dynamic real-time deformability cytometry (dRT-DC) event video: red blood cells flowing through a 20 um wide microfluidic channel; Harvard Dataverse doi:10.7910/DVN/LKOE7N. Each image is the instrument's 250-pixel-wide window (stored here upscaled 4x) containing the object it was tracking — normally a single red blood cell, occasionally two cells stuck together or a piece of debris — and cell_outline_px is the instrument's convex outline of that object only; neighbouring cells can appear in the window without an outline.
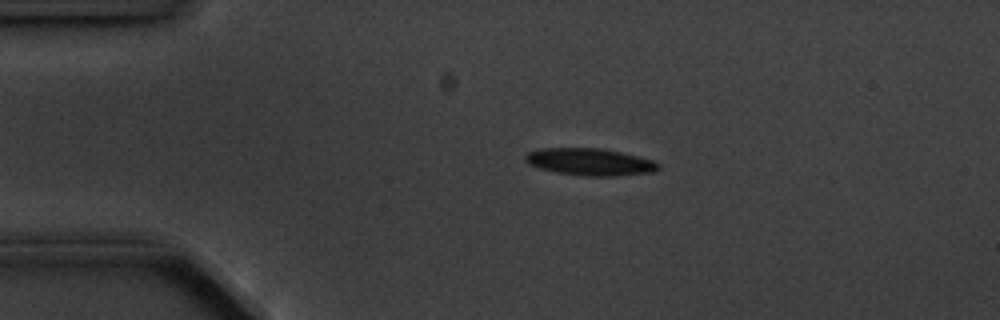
{"species": "common noctule bat (a hibernating species)", "species_latin": "Nyctalus noctula", "temperature_condition": "cold", "stored_images_in_passage": 3, "camera_frame_rate_fps": 3000, "um_per_image_px": 0.085, "animal": {"sex": "male", "body_mass_g": 20.1, "forearm_length_mm": 53.5}, "frame": {"image": 1, "passage_image": 2, "time_ms": 1.333, "image_size_px": [1000, 320], "cell_outline_px": [[660, 168], [652, 172], [620, 176], [588, 176], [556, 172], [540, 168], [528, 164], [524, 160], [524, 156], [528, 152], [540, 148], [600, 148], [620, 152], [652, 160], [660, 164]], "centroid_in_image_um": [50.13, 13.76], "position_along_channel_um": 34.9, "area_um2": 20.98}}